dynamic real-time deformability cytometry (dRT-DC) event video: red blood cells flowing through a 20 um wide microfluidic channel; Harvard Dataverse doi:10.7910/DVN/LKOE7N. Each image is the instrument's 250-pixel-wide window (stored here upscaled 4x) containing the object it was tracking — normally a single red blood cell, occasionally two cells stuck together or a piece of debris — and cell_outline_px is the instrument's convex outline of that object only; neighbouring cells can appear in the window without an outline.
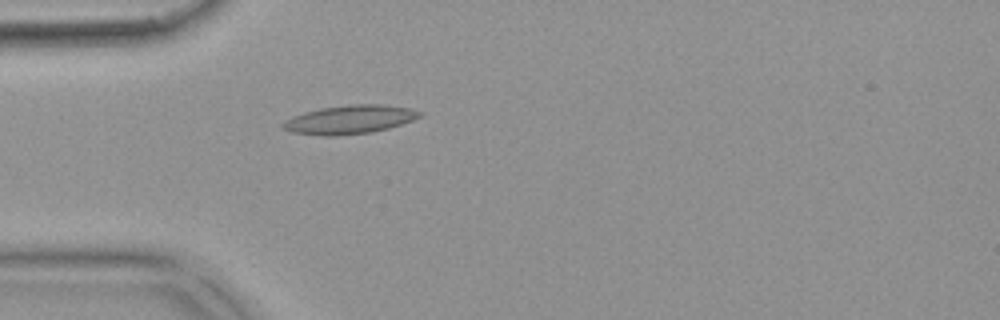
{"species": "common noctule bat (a hibernating species)", "species_latin": "Nyctalus noctula", "temperature_condition": "warm", "stored_images_in_passage": 55, "camera_frame_rate_fps": 3000, "um_per_image_px": 0.085, "animal": {"sex": "female", "body_mass_g": 18.4}, "frame": {"image": 1, "passage_image": 16, "time_ms": 5.0, "image_size_px": [1000, 320], "cell_outline_px": [[424, 112], [420, 116], [412, 120], [388, 128], [372, 132], [336, 136], [324, 136], [292, 132], [280, 128], [280, 124], [284, 120], [292, 116], [304, 112], [320, 108], [348, 104], [384, 104], [412, 108]], "centroid_in_image_um": [29.69, 10.15], "position_along_channel_um": 55.3, "area_um2": 23.12}}
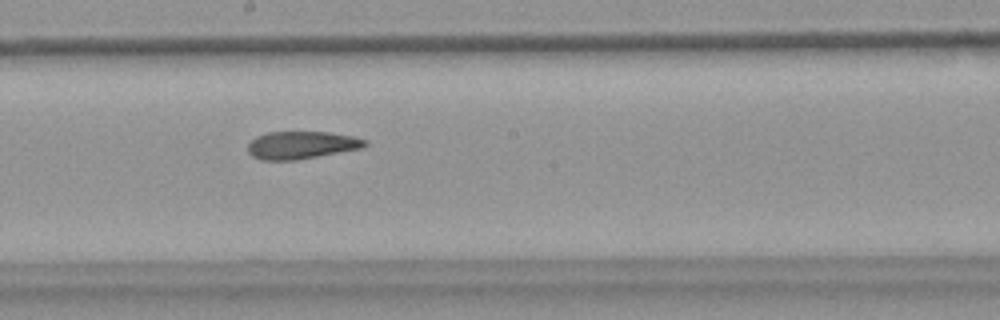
{"frame": {"image": 2, "passage_image": 30, "time_ms": 9.667, "image_size_px": [1000, 320], "cell_outline_px": [[368, 144], [364, 148], [296, 160], [260, 160], [252, 156], [248, 152], [248, 144], [256, 136], [268, 132], [328, 132], [352, 136], [368, 140]], "centroid_in_image_um": [25.64, 12.33], "position_along_channel_um": 222.6, "area_um2": 18.96}}
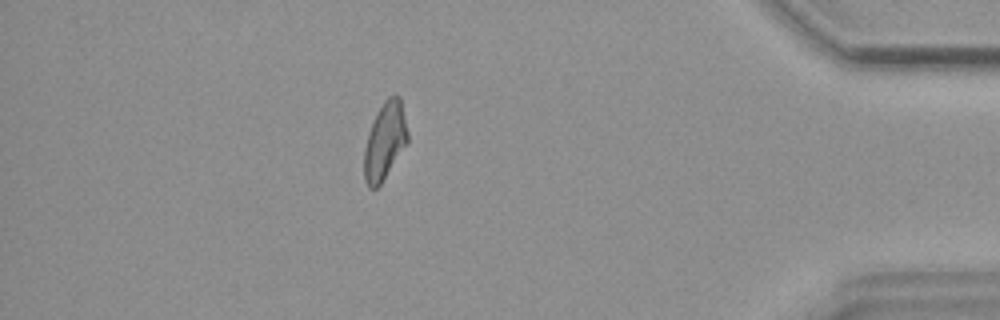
{"frame": {"image": 3, "passage_image": 48, "time_ms": 15.667, "image_size_px": [1000, 320], "cell_outline_px": [[408, 140], [380, 184], [376, 188], [368, 188], [364, 180], [364, 148], [376, 112], [384, 100], [388, 96], [400, 96], [408, 132]], "centroid_in_image_um": [32.7, 11.97], "position_along_channel_um": 402.5, "area_um2": 19.19}, "authors_computed_cell_mechanics": {"area_um2": 20.1144, "velocity_mm_per_s": 3.7174, "shape_relaxation_time_tau1_ms": null, "shape_relaxation_time_tau2_ms": 4.679, "deformation_change_tau1": null, "deformation_change_tau2": 0.1363}}